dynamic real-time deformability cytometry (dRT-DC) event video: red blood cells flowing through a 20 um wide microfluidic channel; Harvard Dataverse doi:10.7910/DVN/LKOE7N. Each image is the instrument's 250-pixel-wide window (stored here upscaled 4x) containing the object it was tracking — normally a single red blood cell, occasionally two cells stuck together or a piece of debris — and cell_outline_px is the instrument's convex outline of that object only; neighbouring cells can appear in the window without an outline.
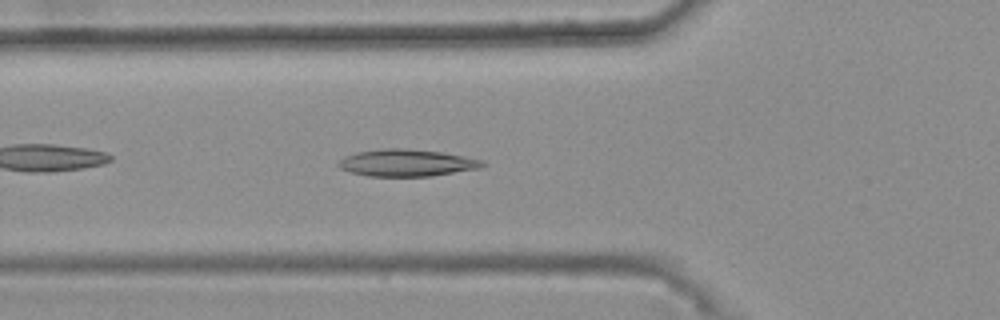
{"species": "common noctule bat (a hibernating species)", "species_latin": "Nyctalus noctula", "temperature_condition": "warm", "stored_images_in_passage": 33, "camera_frame_rate_fps": 3000, "um_per_image_px": 0.085, "animal": {"sex": "female", "body_mass_g": 25.1}, "frame": {"image": 1, "passage_image": 6, "time_ms": 1.667, "image_size_px": [1000, 320], "cell_outline_px": [[484, 164], [480, 168], [432, 176], [368, 176], [352, 172], [340, 168], [336, 164], [344, 156], [360, 152], [384, 148], [404, 148], [440, 152], [464, 156], [480, 160]], "centroid_in_image_um": [34.54, 13.84], "position_along_channel_um": 91.3, "area_um2": 22.37}}
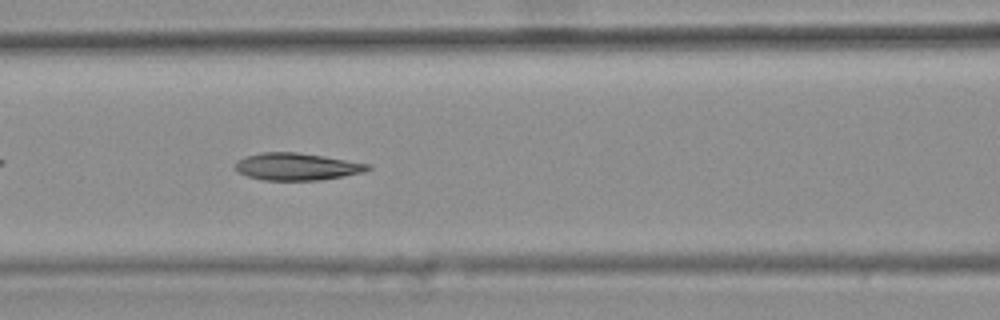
{"frame": {"image": 2, "passage_image": 10, "time_ms": 3.0, "image_size_px": [1000, 320], "cell_outline_px": [[372, 168], [364, 172], [320, 180], [264, 180], [248, 176], [240, 172], [236, 168], [236, 160], [248, 156], [264, 152], [296, 152], [324, 156], [368, 164]], "centroid_in_image_um": [25.24, 14.16], "position_along_channel_um": 141.4, "area_um2": 20.69}, "authors_computed_cell_mechanics": {"area_um2": 20.6924, "velocity_mm_per_s": 3.7361, "shape_relaxation_time_tau1_ms": null, "shape_relaxation_time_tau2_ms": 5.1388, "deformation_change_tau1": null, "deformation_change_tau2": 0.1069}}